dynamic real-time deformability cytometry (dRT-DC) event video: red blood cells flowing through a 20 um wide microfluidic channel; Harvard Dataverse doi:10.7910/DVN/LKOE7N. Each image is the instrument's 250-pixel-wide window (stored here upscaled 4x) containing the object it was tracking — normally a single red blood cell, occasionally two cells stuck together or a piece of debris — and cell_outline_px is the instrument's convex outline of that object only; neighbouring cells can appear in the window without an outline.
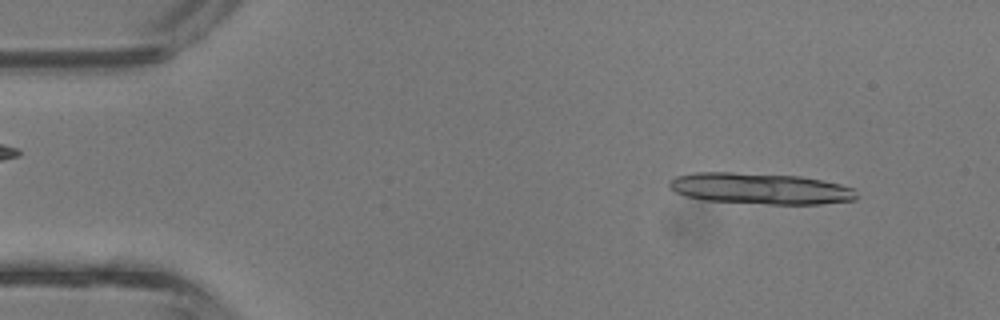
{"species": "common noctule bat (a hibernating species)", "species_latin": "Nyctalus noctula", "temperature_condition": "room temperature", "stored_images_in_passage": 23, "camera_frame_rate_fps": 3000, "um_per_image_px": 0.085, "animal": {"sex": "male", "body_mass_g": 13.3}, "frame": {"image": 1, "passage_image": 3, "time_ms": 0.667, "image_size_px": [1000, 320], "cell_outline_px": [[856, 200], [820, 204], [768, 204], [704, 200], [684, 196], [668, 188], [668, 180], [676, 176], [692, 172], [732, 172], [800, 176], [840, 184], [856, 188]], "centroid_in_image_um": [64.58, 16.02], "position_along_channel_um": 20.4, "area_um2": 34.28}}
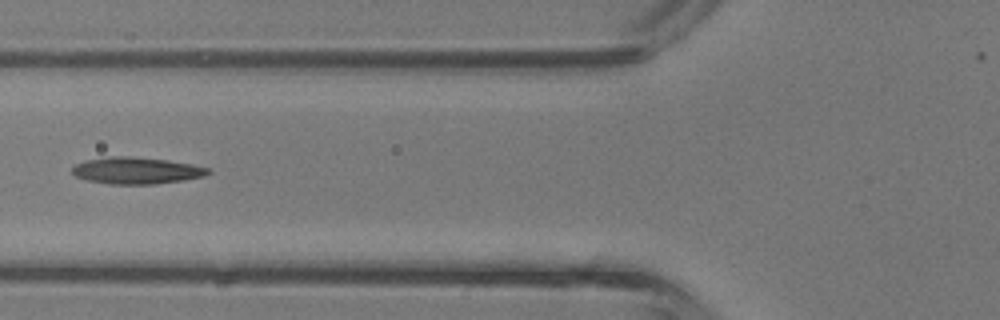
{"frame": {"image": 2, "passage_image": 15, "time_ms": 4.667, "image_size_px": [1000, 320], "cell_outline_px": [[212, 172], [204, 176], [184, 180], [156, 184], [108, 184], [88, 180], [76, 176], [72, 172], [72, 168], [76, 164], [84, 160], [112, 156], [128, 156], [168, 160], [192, 164], [208, 168]], "centroid_in_image_um": [11.61, 14.5], "position_along_channel_um": 114.2, "area_um2": 21.15}}
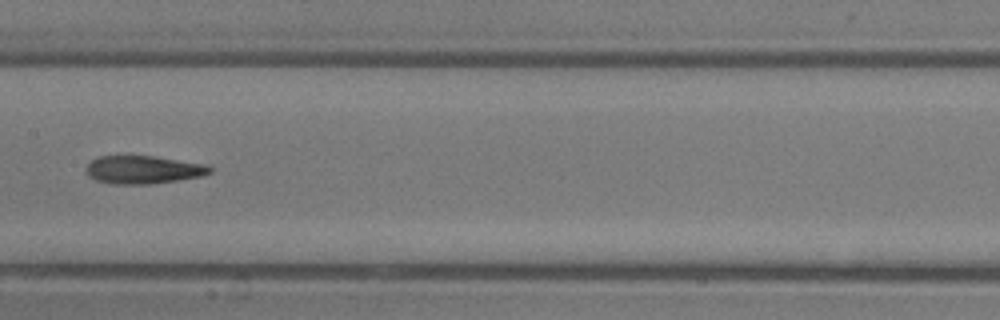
{"frame": {"image": 3, "passage_image": 20, "time_ms": 6.333, "image_size_px": [1000, 320], "cell_outline_px": [[212, 172], [200, 176], [176, 180], [148, 184], [112, 184], [96, 180], [88, 176], [88, 164], [92, 160], [100, 156], [156, 156], [208, 164], [212, 168]], "centroid_in_image_um": [12.21, 14.42], "position_along_channel_um": 195.2, "area_um2": 20.11}}